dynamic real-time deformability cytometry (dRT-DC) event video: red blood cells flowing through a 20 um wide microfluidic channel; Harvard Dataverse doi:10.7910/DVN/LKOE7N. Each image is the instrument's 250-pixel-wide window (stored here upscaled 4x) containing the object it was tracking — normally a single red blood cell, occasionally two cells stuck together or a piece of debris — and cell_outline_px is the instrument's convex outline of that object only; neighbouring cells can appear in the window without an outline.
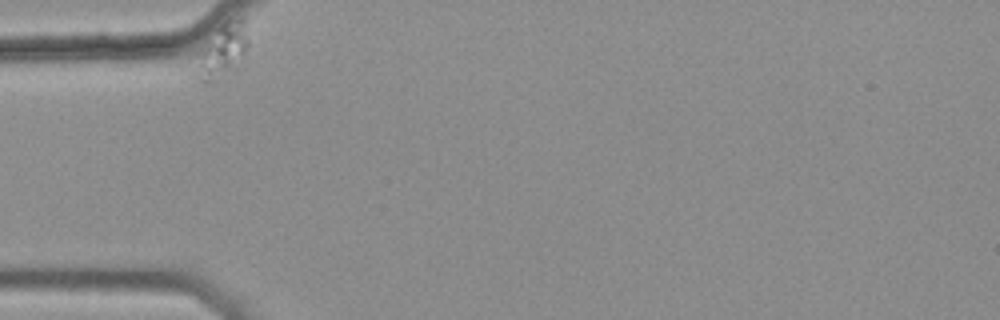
{"species": "common noctule bat (a hibernating species)", "species_latin": "Nyctalus noctula", "temperature_condition": "warm", "stored_images_in_passage": 13, "camera_frame_rate_fps": 3000, "um_per_image_px": 0.085, "animal": {"sex": "female", "body_mass_g": 25.1}, "frame": {"image": 1, "passage_image": 1, "time_ms": 0.0, "image_size_px": [1000, 320], "cell_outline_px": [[248, 44], [244, 52], [208, 84], [204, 84], [200, 80], [200, 52], [216, 28], [224, 20], [244, 20], [248, 36]], "centroid_in_image_um": [18.93, 4.16], "position_along_channel_um": 66.1, "area_um2": 14.16}}
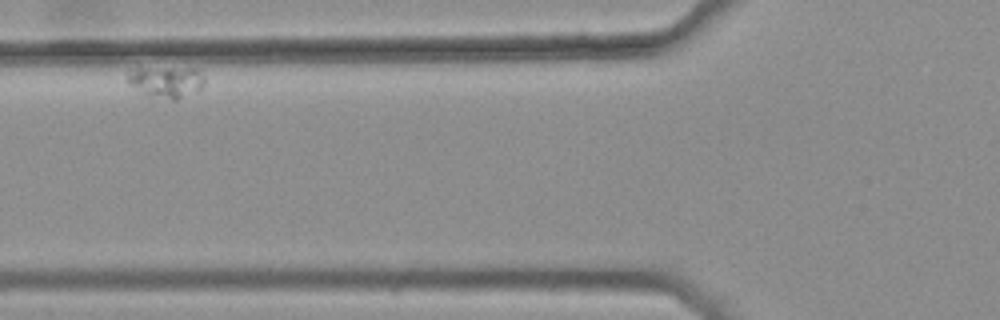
{"frame": {"image": 2, "passage_image": 3, "time_ms": 0.667, "image_size_px": [1000, 320], "cell_outline_px": [[204, 84], [200, 88], [176, 100], [172, 100], [144, 92], [128, 84], [124, 76], [128, 72], [136, 68], [200, 68], [204, 76]], "centroid_in_image_um": [14.14, 6.9], "position_along_channel_um": 111.7, "area_um2": 13.87}}
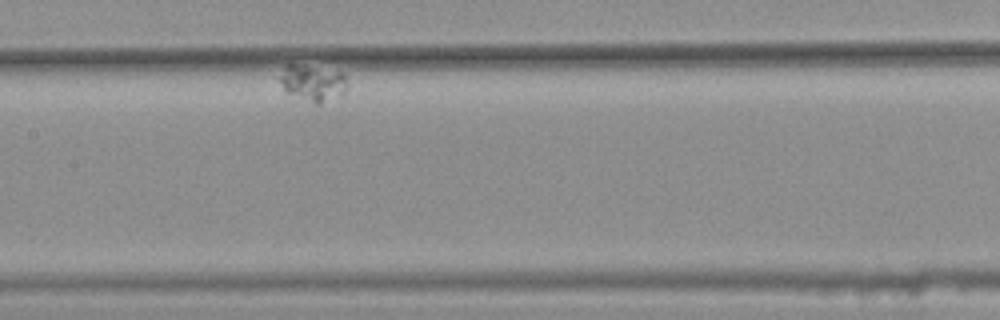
{"frame": {"image": 3, "passage_image": 6, "time_ms": 1.667, "image_size_px": [1000, 320], "cell_outline_px": [[348, 88], [340, 96], [320, 104], [316, 104], [284, 92], [280, 80], [280, 76], [284, 64], [292, 64], [344, 72], [348, 80]], "centroid_in_image_um": [26.61, 7.06], "position_along_channel_um": 180.8, "area_um2": 14.45}}